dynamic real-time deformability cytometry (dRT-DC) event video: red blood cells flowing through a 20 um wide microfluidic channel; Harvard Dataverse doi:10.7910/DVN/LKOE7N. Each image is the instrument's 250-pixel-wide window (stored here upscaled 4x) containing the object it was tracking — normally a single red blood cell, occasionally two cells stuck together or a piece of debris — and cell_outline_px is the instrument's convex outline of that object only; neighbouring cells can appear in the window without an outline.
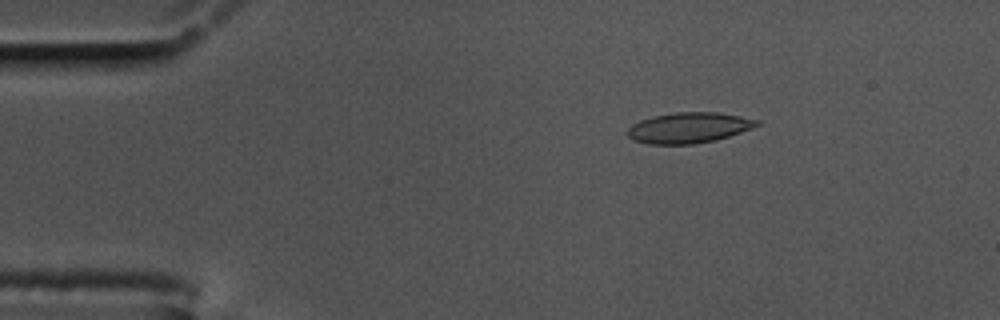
{"species": "common noctule bat (a hibernating species)", "species_latin": "Nyctalus noctula", "temperature_condition": "cold", "stored_images_in_passage": 50, "camera_frame_rate_fps": 3000, "um_per_image_px": 0.085, "animal": {"sex": "male", "body_mass_g": 17.5, "forearm_length_mm": 52.3}, "frame": {"image": 1, "passage_image": 2, "time_ms": 0.333, "image_size_px": [1000, 320], "cell_outline_px": [[760, 124], [752, 128], [716, 140], [696, 144], [648, 144], [636, 140], [628, 136], [628, 128], [632, 124], [640, 120], [652, 116], [676, 112], [716, 112], [740, 116], [760, 120]], "centroid_in_image_um": [58.56, 10.85], "position_along_channel_um": 26.4, "area_um2": 23.0}}
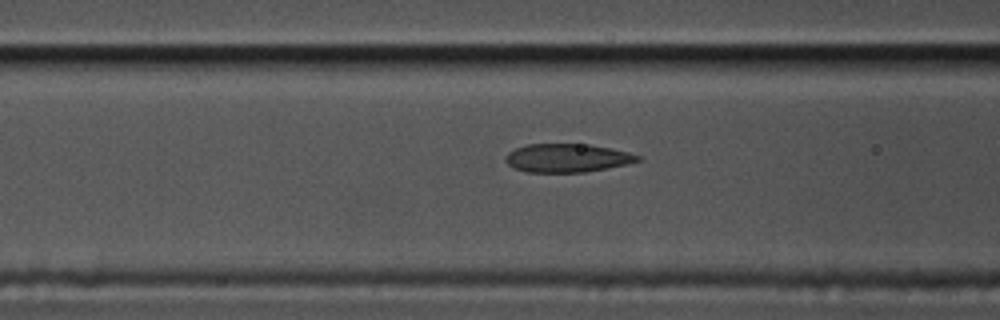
{"frame": {"image": 2, "passage_image": 15, "time_ms": 4.667, "image_size_px": [1000, 320], "cell_outline_px": [[640, 160], [628, 164], [584, 172], [528, 172], [516, 168], [508, 164], [504, 160], [508, 152], [516, 148], [528, 144], [588, 144], [612, 148], [628, 152], [640, 156]], "centroid_in_image_um": [48.22, 13.42], "position_along_channel_um": 118.4, "area_um2": 21.79}}
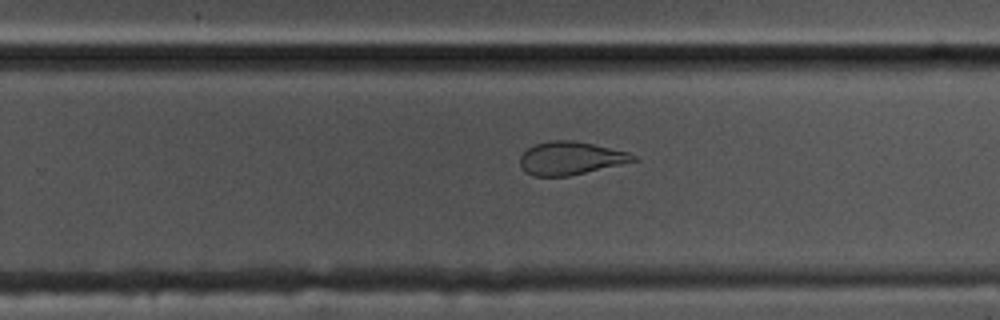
{"frame": {"image": 3, "passage_image": 29, "time_ms": 9.333, "image_size_px": [1000, 320], "cell_outline_px": [[640, 160], [568, 176], [532, 176], [524, 172], [520, 164], [520, 156], [528, 148], [536, 144], [552, 140], [572, 140], [592, 144], [628, 152], [636, 156]], "centroid_in_image_um": [48.49, 13.45], "position_along_channel_um": 281.3, "area_um2": 21.73}, "authors_computed_cell_mechanics": {"area_um2": 22.9466, "velocity_mm_per_s": 3.49, "shape_relaxation_time_tau1_ms": null, "shape_relaxation_time_tau2_ms": 1.8373, "deformation_change_tau1": null, "deformation_change_tau2": 0.0731}}